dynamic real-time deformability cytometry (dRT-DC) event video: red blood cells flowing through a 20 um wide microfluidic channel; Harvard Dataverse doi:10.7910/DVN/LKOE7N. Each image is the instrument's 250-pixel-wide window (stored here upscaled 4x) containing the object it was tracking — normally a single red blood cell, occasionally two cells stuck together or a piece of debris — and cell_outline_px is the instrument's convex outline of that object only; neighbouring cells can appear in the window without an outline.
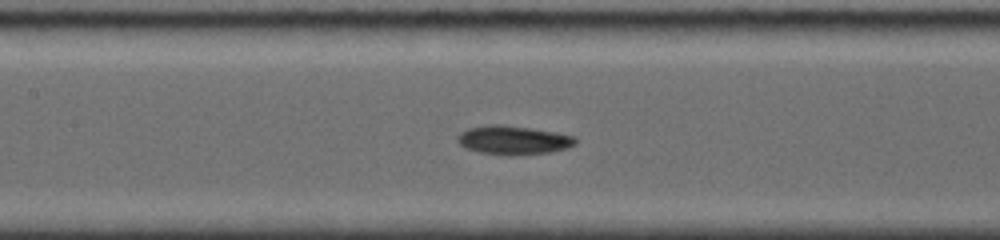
{"species": "common noctule bat (a hibernating species)", "species_latin": "Nyctalus noctula", "temperature_condition": "room temperature", "stored_images_in_passage": 52, "camera_frame_rate_fps": 4000, "um_per_image_px": 0.085, "animal": {"sex": "female", "body_mass_g": 19.0, "forearm_length_mm": 56.7}, "frame": {"image": 1, "passage_image": 5, "time_ms": 0.75, "image_size_px": [1000, 240], "cell_outline_px": [[576, 144], [568, 148], [548, 152], [516, 156], [480, 152], [468, 148], [460, 144], [456, 140], [456, 136], [460, 132], [468, 128], [488, 124], [500, 124], [556, 132], [576, 136]], "centroid_in_image_um": [43.64, 11.9], "position_along_channel_um": 163.8, "area_um2": 19.83}}
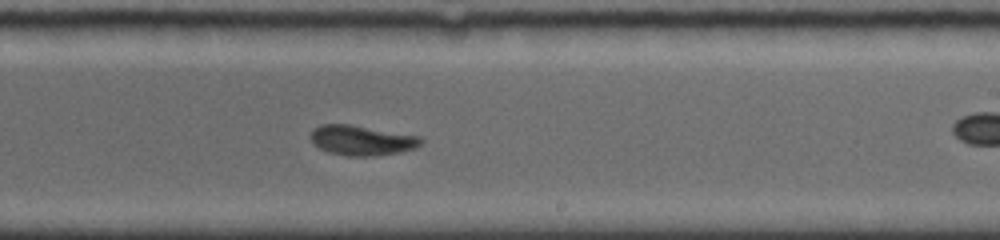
{"frame": {"image": 2, "passage_image": 19, "time_ms": 3.25, "image_size_px": [1000, 240], "cell_outline_px": [[424, 140], [416, 148], [400, 152], [372, 156], [348, 156], [328, 152], [312, 144], [312, 128], [320, 124], [348, 124], [420, 136]], "centroid_in_image_um": [30.74, 11.93], "position_along_channel_um": 258.3, "area_um2": 19.25}}
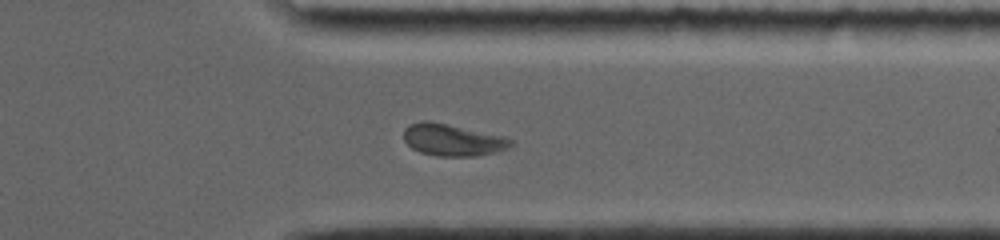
{"frame": {"image": 3, "passage_image": 35, "time_ms": 6.25, "image_size_px": [1000, 240], "cell_outline_px": [[512, 144], [508, 148], [496, 152], [476, 156], [436, 156], [420, 152], [412, 148], [404, 140], [404, 128], [408, 124], [420, 120], [428, 120], [448, 124], [504, 136], [512, 140]], "centroid_in_image_um": [38.44, 11.88], "position_along_channel_um": 373.0, "area_um2": 20.0}}